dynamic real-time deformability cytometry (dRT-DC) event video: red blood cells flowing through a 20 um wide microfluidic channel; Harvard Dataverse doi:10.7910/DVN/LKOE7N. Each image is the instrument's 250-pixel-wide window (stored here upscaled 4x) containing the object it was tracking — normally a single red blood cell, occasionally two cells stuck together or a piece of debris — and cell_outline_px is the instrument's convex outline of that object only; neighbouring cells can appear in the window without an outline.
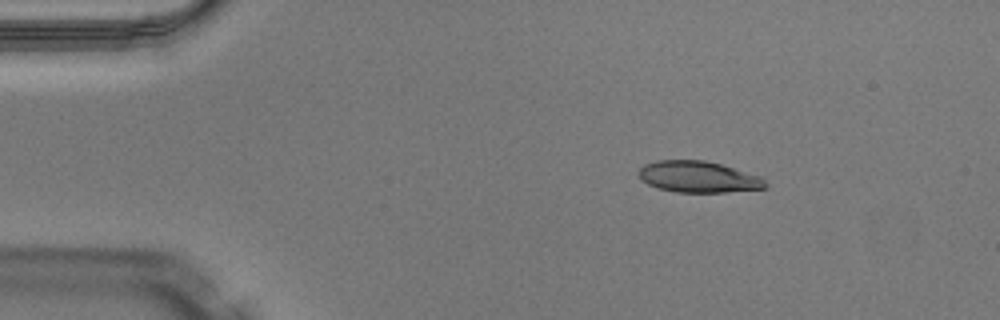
{"species": "Egyptian fruit bat (a non-hibernating species)", "species_latin": "Rousettus aegyptiacus", "temperature_condition": "warm", "stored_images_in_passage": 42, "camera_frame_rate_fps": 3000, "um_per_image_px": 0.085, "animal": {"sex": "male"}, "frame": {"image": 1, "passage_image": 1, "time_ms": 0.0, "image_size_px": [1000, 320], "cell_outline_px": [[768, 188], [724, 192], [676, 192], [656, 188], [648, 184], [640, 176], [640, 168], [644, 164], [656, 160], [704, 160], [720, 164], [760, 176], [768, 184]], "centroid_in_image_um": [59.37, 15.03], "position_along_channel_um": 25.6, "area_um2": 23.0}}
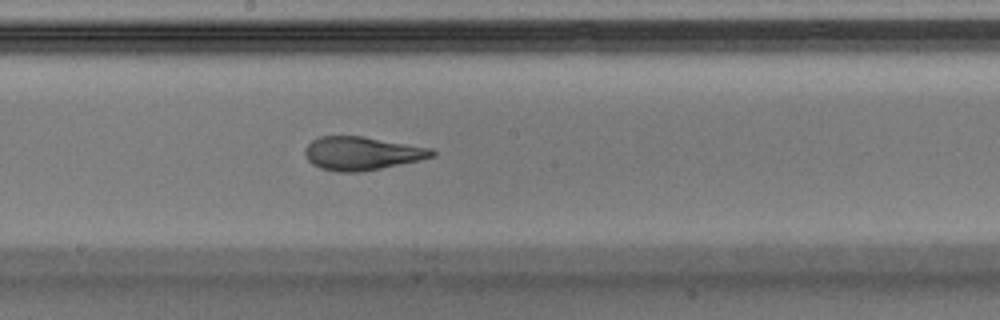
{"frame": {"image": 2, "passage_image": 20, "time_ms": 6.333, "image_size_px": [1000, 320], "cell_outline_px": [[436, 156], [420, 160], [360, 172], [336, 172], [320, 168], [312, 164], [308, 160], [304, 152], [304, 148], [312, 140], [320, 136], [364, 136], [432, 148], [436, 152]], "centroid_in_image_um": [30.76, 13.03], "position_along_channel_um": 217.4, "area_um2": 24.85}}
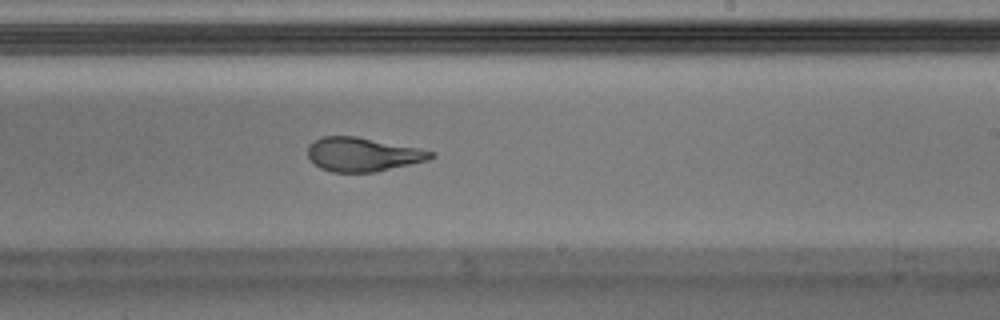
{"frame": {"image": 3, "passage_image": 23, "time_ms": 7.333, "image_size_px": [1000, 320], "cell_outline_px": [[436, 156], [428, 160], [376, 172], [332, 172], [320, 168], [308, 156], [308, 144], [320, 136], [356, 136], [420, 148], [436, 152]], "centroid_in_image_um": [30.85, 13.12], "position_along_channel_um": 258.1, "area_um2": 24.45}, "authors_computed_cell_mechanics": {"area_um2": 24.9118, "velocity_mm_per_s": 4.0877, "shape_relaxation_time_tau1_ms": 8.4118, "shape_relaxation_time_tau2_ms": 1.1645, "deformation_change_tau1": 0.2919, "deformation_change_tau2": 0.0724}}